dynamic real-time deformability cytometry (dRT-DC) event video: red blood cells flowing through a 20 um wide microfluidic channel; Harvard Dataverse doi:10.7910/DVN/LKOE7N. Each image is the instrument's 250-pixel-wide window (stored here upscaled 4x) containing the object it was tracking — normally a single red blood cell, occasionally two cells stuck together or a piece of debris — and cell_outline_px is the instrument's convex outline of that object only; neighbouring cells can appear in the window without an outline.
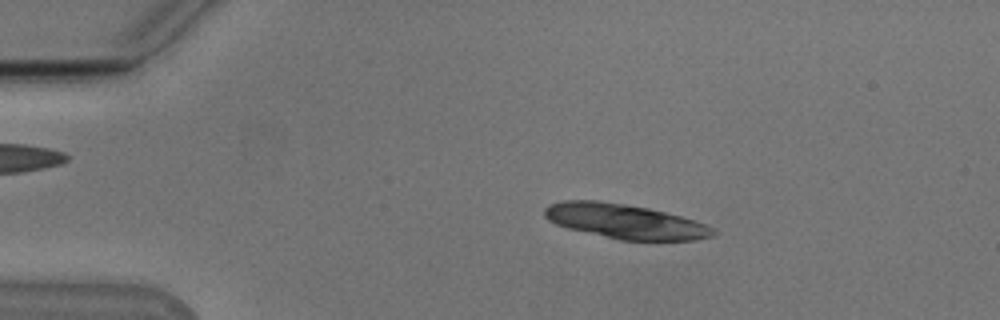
{"species": "Egyptian fruit bat (a non-hibernating species)", "species_latin": "Rousettus aegyptiacus", "temperature_condition": "cold", "stored_images_in_passage": 48, "camera_frame_rate_fps": 3000, "um_per_image_px": 0.085, "animal": {"sex": "male"}, "frame": {"image": 1, "passage_image": 6, "time_ms": 1.667, "image_size_px": [1000, 320], "cell_outline_px": [[716, 236], [696, 240], [620, 240], [568, 228], [556, 224], [548, 220], [544, 216], [544, 208], [552, 204], [564, 200], [596, 200], [624, 204], [648, 208], [680, 216], [704, 224], [712, 228], [716, 232]], "centroid_in_image_um": [53.12, 18.82], "position_along_channel_um": 31.9, "area_um2": 33.7}}
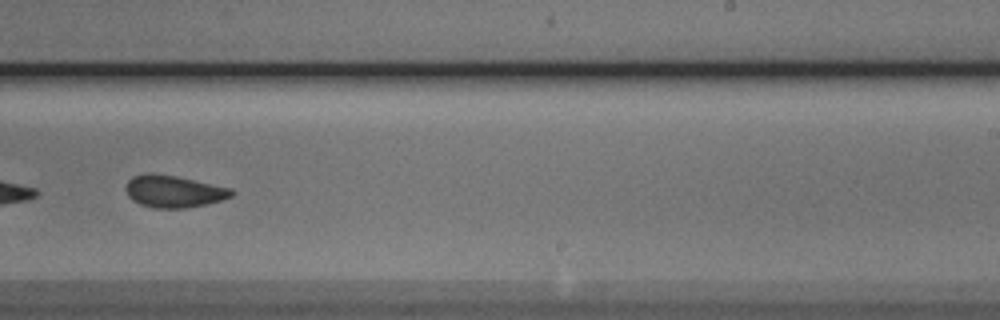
{"frame": {"image": 2, "passage_image": 30, "time_ms": 9.667, "image_size_px": [1000, 320], "cell_outline_px": [[236, 192], [232, 196], [208, 204], [188, 208], [156, 208], [140, 204], [132, 200], [128, 196], [124, 188], [128, 180], [132, 176], [148, 172], [152, 172], [176, 176], [232, 188]], "centroid_in_image_um": [14.75, 16.26], "position_along_channel_um": 274.2, "area_um2": 20.06}}
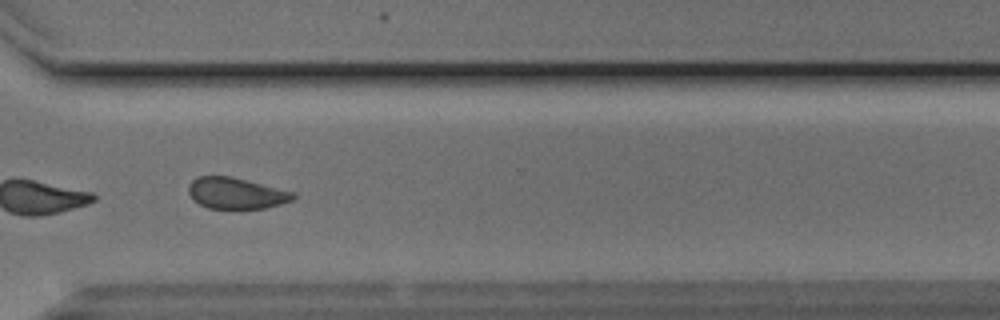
{"frame": {"image": 3, "passage_image": 36, "time_ms": 11.667, "image_size_px": [1000, 320], "cell_outline_px": [[296, 196], [292, 200], [280, 204], [264, 208], [208, 208], [200, 204], [188, 192], [188, 188], [192, 180], [196, 176], [232, 176], [296, 192]], "centroid_in_image_um": [20.1, 16.41], "position_along_channel_um": 350.5, "area_um2": 18.96}, "authors_computed_cell_mechanics": {"area_um2": 20.4612, "velocity_mm_per_s": 3.8102, "shape_relaxation_time_tau1_ms": 5.8402, "shape_relaxation_time_tau2_ms": 3.4164, "deformation_change_tau1": 0.0578, "deformation_change_tau2": 0.0574}}